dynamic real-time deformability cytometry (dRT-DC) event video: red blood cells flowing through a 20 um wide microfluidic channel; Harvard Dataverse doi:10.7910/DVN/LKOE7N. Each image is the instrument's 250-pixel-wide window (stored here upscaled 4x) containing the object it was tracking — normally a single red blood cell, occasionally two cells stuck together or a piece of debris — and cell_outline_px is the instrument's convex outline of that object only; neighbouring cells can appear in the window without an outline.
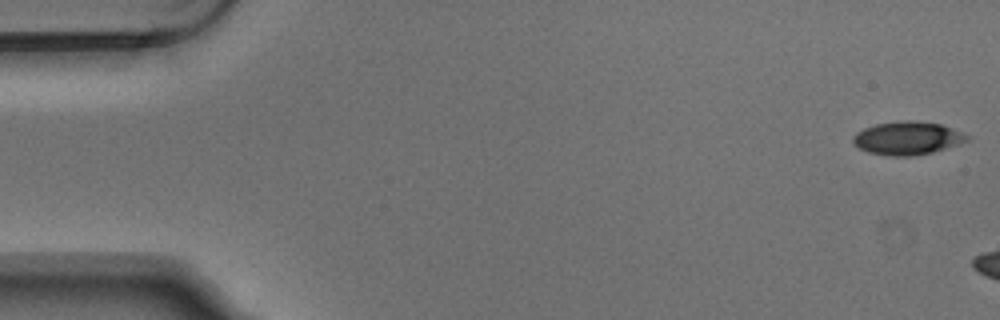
{"species": "Egyptian fruit bat (a non-hibernating species)", "species_latin": "Rousettus aegyptiacus", "temperature_condition": "warm", "stored_images_in_passage": 3, "camera_frame_rate_fps": 3000, "um_per_image_px": 0.085, "animal": {"sex": "male"}, "frame": {"image": 1, "passage_image": 1, "time_ms": 0.0, "image_size_px": [1000, 320], "cell_outline_px": [[972, 136], [968, 140], [960, 144], [932, 152], [912, 156], [888, 156], [868, 152], [860, 148], [852, 140], [852, 136], [856, 132], [864, 128], [876, 124], [904, 120], [916, 120], [940, 124], [952, 128]], "centroid_in_image_um": [77.15, 11.74], "position_along_channel_um": 7.8, "area_um2": 22.14}}